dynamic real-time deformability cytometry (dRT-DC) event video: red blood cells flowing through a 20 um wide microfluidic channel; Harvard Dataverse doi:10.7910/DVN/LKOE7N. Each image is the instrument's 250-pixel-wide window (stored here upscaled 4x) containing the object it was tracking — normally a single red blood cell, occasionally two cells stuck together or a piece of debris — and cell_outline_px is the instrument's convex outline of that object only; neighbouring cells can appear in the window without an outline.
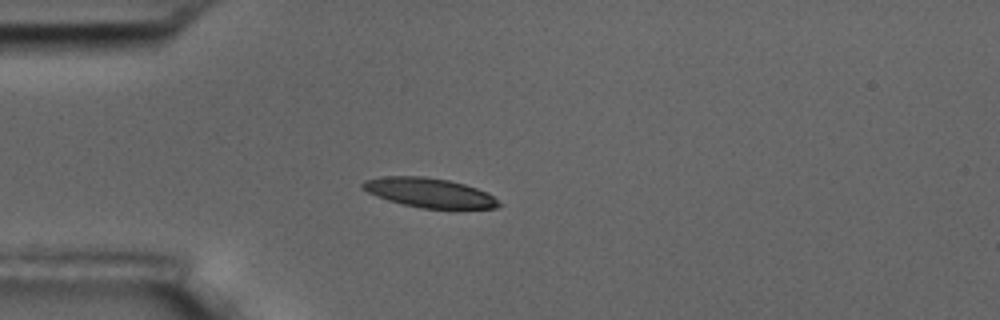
{"species": "common noctule bat (a hibernating species)", "species_latin": "Nyctalus noctula", "temperature_condition": "room temperature", "stored_images_in_passage": 3, "camera_frame_rate_fps": 3000, "um_per_image_px": 0.085, "animal": {"sex": "male", "body_mass_g": 17.5, "forearm_length_mm": 52.3}, "frame": {"image": 1, "passage_image": 3, "time_ms": 2.333, "image_size_px": [1000, 320], "cell_outline_px": [[504, 204], [496, 208], [456, 212], [420, 208], [388, 200], [368, 192], [360, 188], [360, 184], [364, 180], [384, 176], [424, 176], [448, 180], [464, 184], [488, 192]], "centroid_in_image_um": [36.61, 16.44], "position_along_channel_um": 48.4, "area_um2": 24.45}}